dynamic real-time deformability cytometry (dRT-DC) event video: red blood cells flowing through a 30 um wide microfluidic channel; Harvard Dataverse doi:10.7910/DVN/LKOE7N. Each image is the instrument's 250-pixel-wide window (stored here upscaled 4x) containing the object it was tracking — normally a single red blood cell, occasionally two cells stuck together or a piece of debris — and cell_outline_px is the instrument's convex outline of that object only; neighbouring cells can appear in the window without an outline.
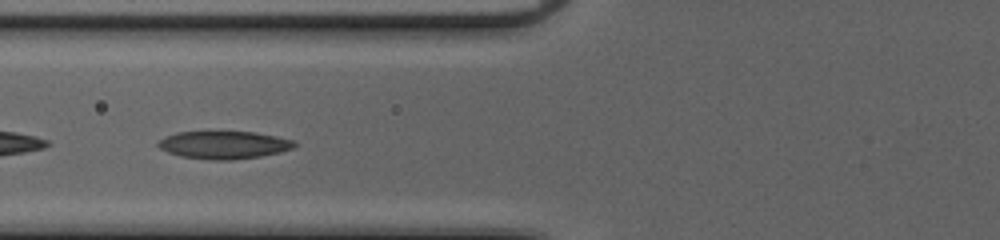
{"species": "common noctule bat (a hibernating species)", "species_latin": "Nyctalus noctula", "temperature_condition": "cold", "stored_images_in_passage": 35, "camera_frame_rate_fps": 3000, "um_per_image_px": 0.085, "animal": {"sex": "female", "body_mass_g": 20.0, "forearm_length_mm": 54.0}, "frame": {"image": 1, "passage_image": 16, "time_ms": 5.0, "image_size_px": [1000, 240], "cell_outline_px": [[296, 144], [292, 148], [280, 152], [260, 156], [236, 160], [212, 160], [180, 156], [168, 152], [160, 148], [156, 144], [164, 136], [176, 132], [256, 132], [296, 140]], "centroid_in_image_um": [19.04, 12.32], "position_along_channel_um": 106.8, "area_um2": 22.08}}
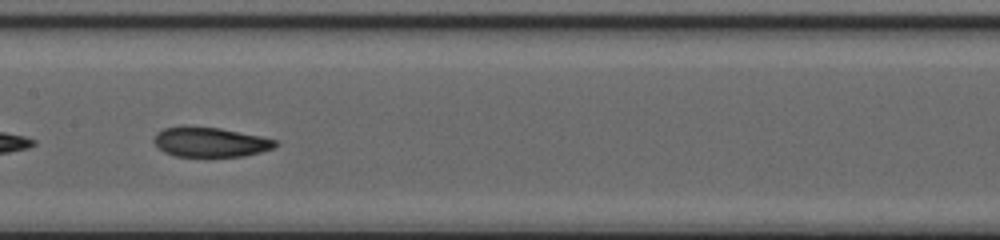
{"frame": {"image": 2, "passage_image": 22, "time_ms": 7.0, "image_size_px": [1000, 240], "cell_outline_px": [[280, 144], [272, 148], [260, 152], [244, 156], [176, 156], [164, 152], [152, 140], [156, 132], [164, 128], [180, 124], [184, 124], [220, 128], [260, 136], [276, 140]], "centroid_in_image_um": [17.82, 12.04], "position_along_channel_um": 189.6, "area_um2": 21.33}}
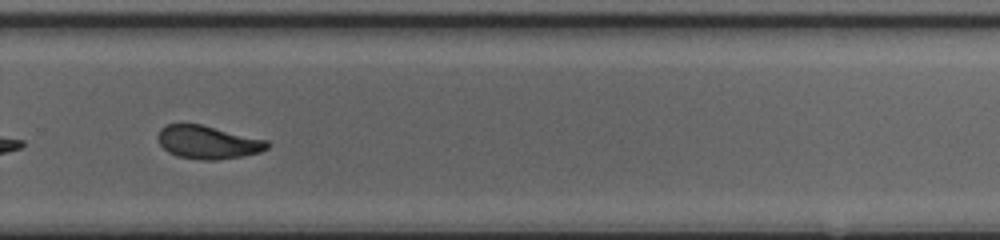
{"frame": {"image": 3, "passage_image": 31, "time_ms": 10.0, "image_size_px": [1000, 240], "cell_outline_px": [[272, 144], [268, 148], [260, 152], [244, 156], [216, 160], [200, 160], [176, 156], [168, 152], [160, 144], [156, 136], [160, 128], [168, 124], [200, 124], [268, 140]], "centroid_in_image_um": [17.68, 12.1], "position_along_channel_um": 312.1, "area_um2": 21.33}}